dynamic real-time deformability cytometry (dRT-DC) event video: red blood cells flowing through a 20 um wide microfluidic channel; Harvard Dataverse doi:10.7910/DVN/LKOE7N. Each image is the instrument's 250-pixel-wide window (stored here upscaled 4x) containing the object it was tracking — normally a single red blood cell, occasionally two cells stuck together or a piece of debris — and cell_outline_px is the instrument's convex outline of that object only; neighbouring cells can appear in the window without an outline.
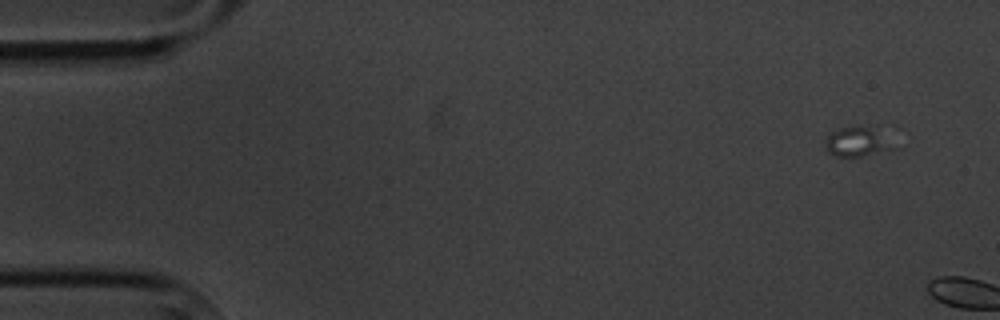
{"species": "common noctule bat (a hibernating species)", "species_latin": "Nyctalus noctula", "temperature_condition": "cold", "stored_images_in_passage": 3, "camera_frame_rate_fps": 3000, "um_per_image_px": 0.085, "animal": {"sex": "male", "body_mass_g": 20.1, "forearm_length_mm": 53.5}, "frame": {"image": 1, "passage_image": 2, "time_ms": 1.333, "image_size_px": [1000, 320], "cell_outline_px": [[896, 148], [860, 156], [836, 156], [828, 152], [828, 132], [840, 128], [876, 124]], "centroid_in_image_um": [72.93, 11.99], "position_along_channel_um": 12.1, "area_um2": 11.79}}